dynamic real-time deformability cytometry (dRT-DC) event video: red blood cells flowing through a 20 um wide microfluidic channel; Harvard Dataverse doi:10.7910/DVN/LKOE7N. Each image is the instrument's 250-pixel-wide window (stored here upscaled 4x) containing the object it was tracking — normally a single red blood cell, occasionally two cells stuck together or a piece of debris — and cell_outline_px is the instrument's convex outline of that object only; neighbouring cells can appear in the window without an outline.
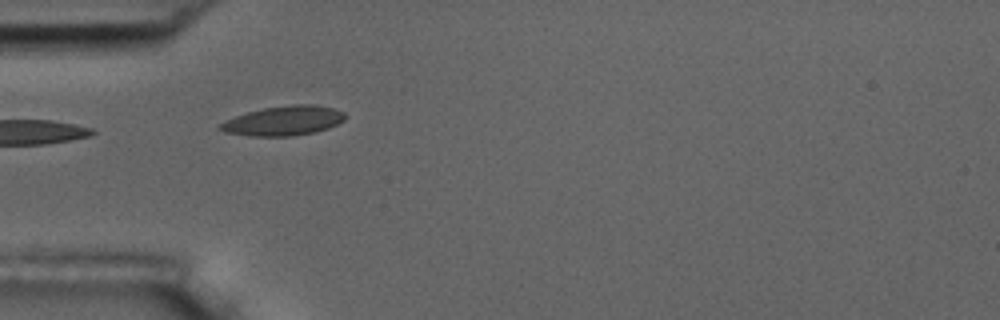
{"species": "common noctule bat (a hibernating species)", "species_latin": "Nyctalus noctula", "temperature_condition": "room temperature", "stored_images_in_passage": 5, "camera_frame_rate_fps": 3000, "um_per_image_px": 0.085, "animal": {"sex": "male", "body_mass_g": 17.5, "forearm_length_mm": 52.3}, "frame": {"image": 1, "passage_image": 1, "time_ms": 0.0, "image_size_px": [1000, 320], "cell_outline_px": [[348, 116], [344, 120], [328, 128], [316, 132], [292, 136], [248, 136], [224, 132], [216, 128], [220, 124], [236, 116], [248, 112], [264, 108], [292, 104], [312, 104], [332, 108], [344, 112]], "centroid_in_image_um": [24.12, 10.27], "position_along_channel_um": 60.9, "area_um2": 21.5}}
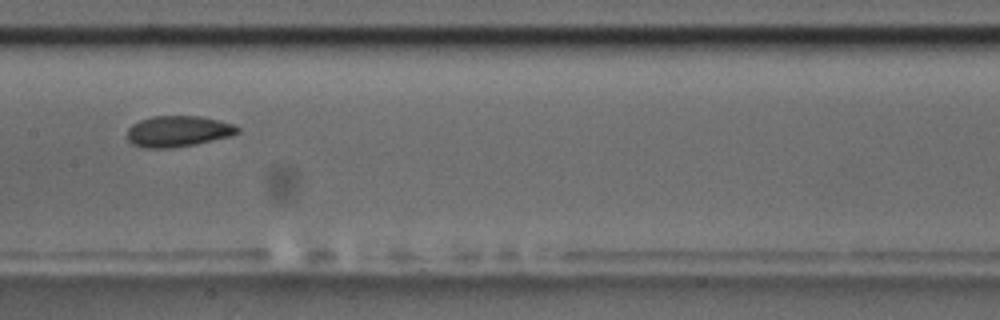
{"frame": {"image": 2, "passage_image": 4, "time_ms": 3.667, "image_size_px": [1000, 320], "cell_outline_px": [[240, 132], [232, 136], [192, 144], [168, 148], [144, 148], [132, 144], [128, 140], [128, 128], [132, 124], [140, 120], [152, 116], [200, 116], [236, 124], [240, 128]], "centroid_in_image_um": [15.15, 11.15], "position_along_channel_um": 192.2, "area_um2": 19.94}}
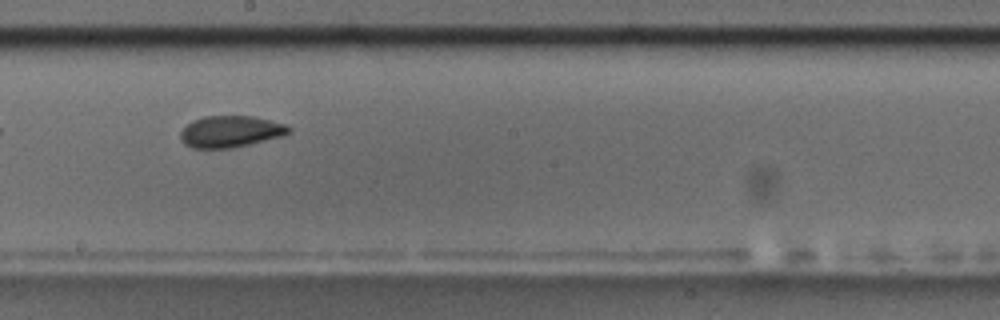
{"frame": {"image": 3, "passage_image": 5, "time_ms": 4.667, "image_size_px": [1000, 320], "cell_outline_px": [[292, 132], [280, 136], [232, 148], [192, 148], [184, 144], [180, 140], [180, 132], [192, 120], [204, 116], [252, 116], [284, 124], [292, 128]], "centroid_in_image_um": [19.55, 11.18], "position_along_channel_um": 228.6, "area_um2": 19.77}}